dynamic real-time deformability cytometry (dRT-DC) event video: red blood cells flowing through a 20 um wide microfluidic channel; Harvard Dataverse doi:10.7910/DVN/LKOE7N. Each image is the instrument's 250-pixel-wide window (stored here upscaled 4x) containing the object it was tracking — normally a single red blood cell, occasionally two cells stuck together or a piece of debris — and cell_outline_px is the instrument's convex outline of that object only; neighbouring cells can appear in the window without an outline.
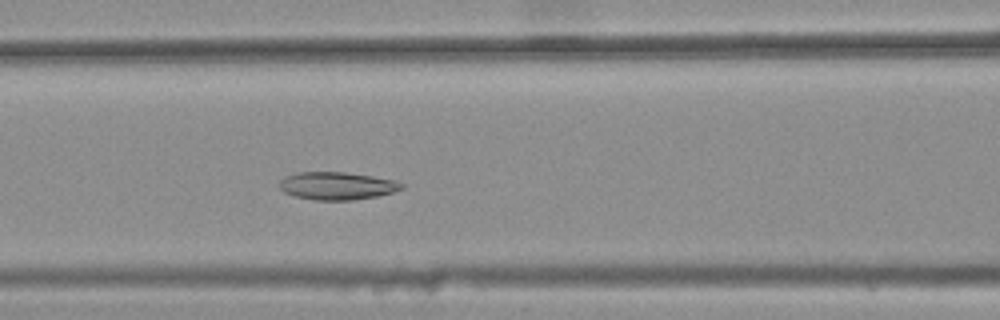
{"species": "common noctule bat (a hibernating species)", "species_latin": "Nyctalus noctula", "temperature_condition": "warm", "stored_images_in_passage": 41, "camera_frame_rate_fps": 3000, "um_per_image_px": 0.085, "animal": {"sex": "female", "body_mass_g": 25.1}, "frame": {"image": 1, "passage_image": 20, "time_ms": 6.333, "image_size_px": [1000, 320], "cell_outline_px": [[404, 188], [380, 196], [352, 200], [312, 200], [296, 196], [284, 192], [276, 184], [284, 176], [296, 172], [344, 172], [372, 176], [396, 180], [404, 184]], "centroid_in_image_um": [28.63, 15.79], "position_along_channel_um": 138.0, "area_um2": 20.0}}
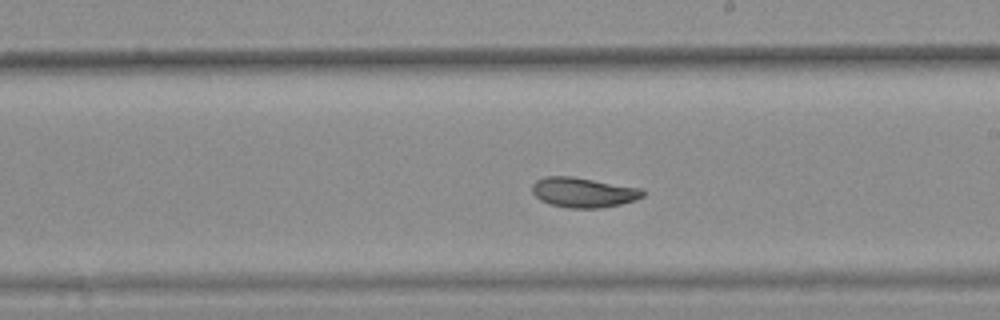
{"frame": {"image": 2, "passage_image": 28, "time_ms": 9.0, "image_size_px": [1000, 320], "cell_outline_px": [[644, 196], [636, 200], [620, 204], [600, 208], [568, 208], [548, 204], [540, 200], [532, 192], [532, 184], [536, 180], [544, 176], [572, 176], [640, 188], [644, 192]], "centroid_in_image_um": [49.55, 16.35], "position_along_channel_um": 239.4, "area_um2": 19.36}}
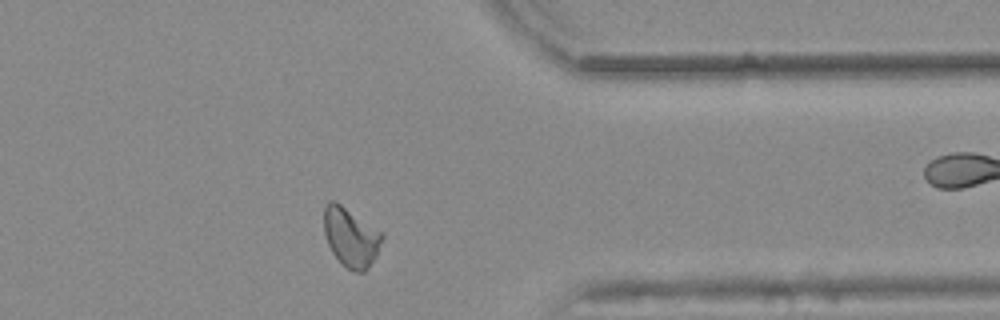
{"frame": {"image": 3, "passage_image": 40, "time_ms": 13.0, "image_size_px": [1000, 320], "cell_outline_px": [[384, 236], [376, 256], [368, 268], [364, 272], [356, 272], [340, 264], [332, 252], [328, 244], [324, 232], [324, 208], [328, 200], [336, 200], [380, 232]], "centroid_in_image_um": [29.79, 20.16], "position_along_channel_um": 381.6, "area_um2": 19.94}, "authors_computed_cell_mechanics": {"area_um2": 19.9988, "velocity_mm_per_s": 3.8161, "shape_relaxation_time_tau1_ms": null, "shape_relaxation_time_tau2_ms": 2.2633, "deformation_change_tau1": null, "deformation_change_tau2": 0.0707}}